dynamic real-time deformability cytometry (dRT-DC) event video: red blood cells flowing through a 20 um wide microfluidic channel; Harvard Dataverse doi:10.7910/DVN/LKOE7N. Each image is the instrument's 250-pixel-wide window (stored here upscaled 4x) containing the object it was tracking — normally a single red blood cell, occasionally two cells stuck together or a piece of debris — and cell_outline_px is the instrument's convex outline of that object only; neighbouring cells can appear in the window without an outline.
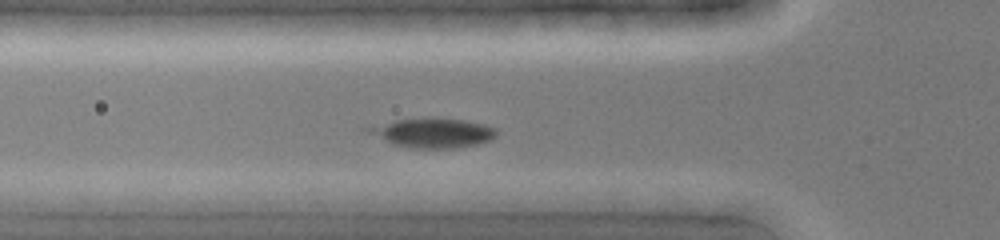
{"species": "common noctule bat (a hibernating species)", "species_latin": "Nyctalus noctula", "temperature_condition": "cold", "stored_images_in_passage": 4, "segment_of_instrument_passage": [2, 2], "camera_frame_rate_fps": 3000, "um_per_image_px": 0.085, "animal": {"sex": "female", "body_mass_g": 19.0, "forearm_length_mm": 51.5}, "frame": {"image": 1, "passage_image": 4, "time_ms": 1.0, "image_size_px": [1000, 240], "cell_outline_px": [[624, 200], [608, 212], [576, 212], [476, 200], [524, 192], [616, 192]], "centroid_in_image_um": [47.86, 17.06], "position_along_channel_um": 77.9, "area_um2": 14.74}}